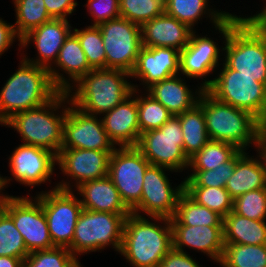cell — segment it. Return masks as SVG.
<instances>
[{
	"instance_id": "7bdbcfd3",
	"label": "cell",
	"mask_w": 266,
	"mask_h": 267,
	"mask_svg": "<svg viewBox=\"0 0 266 267\" xmlns=\"http://www.w3.org/2000/svg\"><path fill=\"white\" fill-rule=\"evenodd\" d=\"M90 17V26H98L101 23L120 17L119 0H86L84 5ZM92 18V19H91Z\"/></svg>"
},
{
	"instance_id": "f546056e",
	"label": "cell",
	"mask_w": 266,
	"mask_h": 267,
	"mask_svg": "<svg viewBox=\"0 0 266 267\" xmlns=\"http://www.w3.org/2000/svg\"><path fill=\"white\" fill-rule=\"evenodd\" d=\"M183 135V150L188 158L200 151L210 140L206 130L203 109L196 104L192 109L177 115Z\"/></svg>"
},
{
	"instance_id": "44dd1931",
	"label": "cell",
	"mask_w": 266,
	"mask_h": 267,
	"mask_svg": "<svg viewBox=\"0 0 266 267\" xmlns=\"http://www.w3.org/2000/svg\"><path fill=\"white\" fill-rule=\"evenodd\" d=\"M173 248L188 253L199 252L207 256L208 261L219 264L224 251L223 226L171 225ZM187 250H186V249Z\"/></svg>"
},
{
	"instance_id": "7c38bea8",
	"label": "cell",
	"mask_w": 266,
	"mask_h": 267,
	"mask_svg": "<svg viewBox=\"0 0 266 267\" xmlns=\"http://www.w3.org/2000/svg\"><path fill=\"white\" fill-rule=\"evenodd\" d=\"M48 186L50 188L35 192L33 196L42 204L53 245L69 248L82 204L73 190Z\"/></svg>"
},
{
	"instance_id": "ac0fdd59",
	"label": "cell",
	"mask_w": 266,
	"mask_h": 267,
	"mask_svg": "<svg viewBox=\"0 0 266 267\" xmlns=\"http://www.w3.org/2000/svg\"><path fill=\"white\" fill-rule=\"evenodd\" d=\"M116 148L103 127L101 117L84 113L72 105L68 97L61 149L99 150L111 154Z\"/></svg>"
},
{
	"instance_id": "8992f818",
	"label": "cell",
	"mask_w": 266,
	"mask_h": 267,
	"mask_svg": "<svg viewBox=\"0 0 266 267\" xmlns=\"http://www.w3.org/2000/svg\"><path fill=\"white\" fill-rule=\"evenodd\" d=\"M197 104L203 109L210 140L233 144L242 151L254 149L257 142L256 117L216 100L206 90L201 93Z\"/></svg>"
},
{
	"instance_id": "7a4b0ae2",
	"label": "cell",
	"mask_w": 266,
	"mask_h": 267,
	"mask_svg": "<svg viewBox=\"0 0 266 267\" xmlns=\"http://www.w3.org/2000/svg\"><path fill=\"white\" fill-rule=\"evenodd\" d=\"M0 90V126L14 114L37 108L51 101L60 91L47 68L25 61L22 57Z\"/></svg>"
},
{
	"instance_id": "e575fe53",
	"label": "cell",
	"mask_w": 266,
	"mask_h": 267,
	"mask_svg": "<svg viewBox=\"0 0 266 267\" xmlns=\"http://www.w3.org/2000/svg\"><path fill=\"white\" fill-rule=\"evenodd\" d=\"M247 151L240 150L230 161L216 167L215 170L187 171L184 177V187H217L225 188L232 176L236 162Z\"/></svg>"
},
{
	"instance_id": "e0dca14e",
	"label": "cell",
	"mask_w": 266,
	"mask_h": 267,
	"mask_svg": "<svg viewBox=\"0 0 266 267\" xmlns=\"http://www.w3.org/2000/svg\"><path fill=\"white\" fill-rule=\"evenodd\" d=\"M109 157L107 151L61 149L57 155V169L60 170L54 176L60 177L58 175L62 174L63 177L54 185L57 189L74 191L84 182L106 177Z\"/></svg>"
},
{
	"instance_id": "5bb4252c",
	"label": "cell",
	"mask_w": 266,
	"mask_h": 267,
	"mask_svg": "<svg viewBox=\"0 0 266 267\" xmlns=\"http://www.w3.org/2000/svg\"><path fill=\"white\" fill-rule=\"evenodd\" d=\"M26 195L5 197L3 210L13 219L29 253L55 247L48 230L42 204L28 190ZM31 192V194H30Z\"/></svg>"
},
{
	"instance_id": "d590c367",
	"label": "cell",
	"mask_w": 266,
	"mask_h": 267,
	"mask_svg": "<svg viewBox=\"0 0 266 267\" xmlns=\"http://www.w3.org/2000/svg\"><path fill=\"white\" fill-rule=\"evenodd\" d=\"M140 134L159 129L172 114L146 91L137 90Z\"/></svg>"
},
{
	"instance_id": "b9f144b4",
	"label": "cell",
	"mask_w": 266,
	"mask_h": 267,
	"mask_svg": "<svg viewBox=\"0 0 266 267\" xmlns=\"http://www.w3.org/2000/svg\"><path fill=\"white\" fill-rule=\"evenodd\" d=\"M75 258L67 247H53L29 253L23 267H67Z\"/></svg>"
},
{
	"instance_id": "d6986e66",
	"label": "cell",
	"mask_w": 266,
	"mask_h": 267,
	"mask_svg": "<svg viewBox=\"0 0 266 267\" xmlns=\"http://www.w3.org/2000/svg\"><path fill=\"white\" fill-rule=\"evenodd\" d=\"M72 28L71 20L54 18L34 28L21 38L20 57L49 70L56 62L59 51ZM30 46L36 49L34 57L27 56Z\"/></svg>"
},
{
	"instance_id": "ee69618b",
	"label": "cell",
	"mask_w": 266,
	"mask_h": 267,
	"mask_svg": "<svg viewBox=\"0 0 266 267\" xmlns=\"http://www.w3.org/2000/svg\"><path fill=\"white\" fill-rule=\"evenodd\" d=\"M44 4L52 18L66 20H69L71 16L73 17L78 11L76 9L79 5L77 0H44Z\"/></svg>"
},
{
	"instance_id": "7402d4cb",
	"label": "cell",
	"mask_w": 266,
	"mask_h": 267,
	"mask_svg": "<svg viewBox=\"0 0 266 267\" xmlns=\"http://www.w3.org/2000/svg\"><path fill=\"white\" fill-rule=\"evenodd\" d=\"M103 127L116 147H135L140 137L137 90L112 110L100 116Z\"/></svg>"
},
{
	"instance_id": "f907efd6",
	"label": "cell",
	"mask_w": 266,
	"mask_h": 267,
	"mask_svg": "<svg viewBox=\"0 0 266 267\" xmlns=\"http://www.w3.org/2000/svg\"><path fill=\"white\" fill-rule=\"evenodd\" d=\"M0 267H23V259L0 256Z\"/></svg>"
},
{
	"instance_id": "2e32d148",
	"label": "cell",
	"mask_w": 266,
	"mask_h": 267,
	"mask_svg": "<svg viewBox=\"0 0 266 267\" xmlns=\"http://www.w3.org/2000/svg\"><path fill=\"white\" fill-rule=\"evenodd\" d=\"M150 165L136 147H117L110 154L108 176L130 210L141 200L144 174Z\"/></svg>"
},
{
	"instance_id": "cb8c5ba5",
	"label": "cell",
	"mask_w": 266,
	"mask_h": 267,
	"mask_svg": "<svg viewBox=\"0 0 266 267\" xmlns=\"http://www.w3.org/2000/svg\"><path fill=\"white\" fill-rule=\"evenodd\" d=\"M190 79L181 74L171 76L149 87L146 92L177 116L192 109L204 91L199 85H189ZM192 86V87H191Z\"/></svg>"
},
{
	"instance_id": "11a10c76",
	"label": "cell",
	"mask_w": 266,
	"mask_h": 267,
	"mask_svg": "<svg viewBox=\"0 0 266 267\" xmlns=\"http://www.w3.org/2000/svg\"><path fill=\"white\" fill-rule=\"evenodd\" d=\"M162 4H165L168 0H159Z\"/></svg>"
},
{
	"instance_id": "9a60e30c",
	"label": "cell",
	"mask_w": 266,
	"mask_h": 267,
	"mask_svg": "<svg viewBox=\"0 0 266 267\" xmlns=\"http://www.w3.org/2000/svg\"><path fill=\"white\" fill-rule=\"evenodd\" d=\"M98 27L106 54V68L131 73L142 47L140 25L119 17L101 23Z\"/></svg>"
},
{
	"instance_id": "681fc988",
	"label": "cell",
	"mask_w": 266,
	"mask_h": 267,
	"mask_svg": "<svg viewBox=\"0 0 266 267\" xmlns=\"http://www.w3.org/2000/svg\"><path fill=\"white\" fill-rule=\"evenodd\" d=\"M253 151L256 152L255 154L259 157L263 165L265 178H266V141L257 140L254 146V150H252V152Z\"/></svg>"
},
{
	"instance_id": "ffe728a7",
	"label": "cell",
	"mask_w": 266,
	"mask_h": 267,
	"mask_svg": "<svg viewBox=\"0 0 266 267\" xmlns=\"http://www.w3.org/2000/svg\"><path fill=\"white\" fill-rule=\"evenodd\" d=\"M179 72V50L169 47L142 46L135 67L130 73L132 87L136 90L146 91L153 84L177 75ZM137 80L139 84H137Z\"/></svg>"
},
{
	"instance_id": "484cf974",
	"label": "cell",
	"mask_w": 266,
	"mask_h": 267,
	"mask_svg": "<svg viewBox=\"0 0 266 267\" xmlns=\"http://www.w3.org/2000/svg\"><path fill=\"white\" fill-rule=\"evenodd\" d=\"M74 192L79 195L83 209L114 214L132 213L122 201L119 191L108 175L101 179L84 182Z\"/></svg>"
},
{
	"instance_id": "52a82bcc",
	"label": "cell",
	"mask_w": 266,
	"mask_h": 267,
	"mask_svg": "<svg viewBox=\"0 0 266 267\" xmlns=\"http://www.w3.org/2000/svg\"><path fill=\"white\" fill-rule=\"evenodd\" d=\"M130 214H114L82 209L75 226L72 245L68 248L75 257L93 252L102 253L108 247L120 253L126 217ZM106 248V249H105Z\"/></svg>"
},
{
	"instance_id": "6da1fadb",
	"label": "cell",
	"mask_w": 266,
	"mask_h": 267,
	"mask_svg": "<svg viewBox=\"0 0 266 267\" xmlns=\"http://www.w3.org/2000/svg\"><path fill=\"white\" fill-rule=\"evenodd\" d=\"M172 248L170 219L135 213L126 217L119 255L130 267H159Z\"/></svg>"
},
{
	"instance_id": "83f0119b",
	"label": "cell",
	"mask_w": 266,
	"mask_h": 267,
	"mask_svg": "<svg viewBox=\"0 0 266 267\" xmlns=\"http://www.w3.org/2000/svg\"><path fill=\"white\" fill-rule=\"evenodd\" d=\"M253 153L247 151L236 162L234 172L228 179L225 189L233 199L252 190L266 188L263 165Z\"/></svg>"
},
{
	"instance_id": "8d00e7d4",
	"label": "cell",
	"mask_w": 266,
	"mask_h": 267,
	"mask_svg": "<svg viewBox=\"0 0 266 267\" xmlns=\"http://www.w3.org/2000/svg\"><path fill=\"white\" fill-rule=\"evenodd\" d=\"M72 31L78 37L89 66L92 69L106 68V54L99 27L86 24L77 28L74 25Z\"/></svg>"
},
{
	"instance_id": "d4e9b609",
	"label": "cell",
	"mask_w": 266,
	"mask_h": 267,
	"mask_svg": "<svg viewBox=\"0 0 266 267\" xmlns=\"http://www.w3.org/2000/svg\"><path fill=\"white\" fill-rule=\"evenodd\" d=\"M140 28L143 47H169L179 51L189 43L194 31L165 12L144 22Z\"/></svg>"
},
{
	"instance_id": "1f68e13d",
	"label": "cell",
	"mask_w": 266,
	"mask_h": 267,
	"mask_svg": "<svg viewBox=\"0 0 266 267\" xmlns=\"http://www.w3.org/2000/svg\"><path fill=\"white\" fill-rule=\"evenodd\" d=\"M239 151L233 144L209 140L200 151L189 158L187 171L215 170L230 161Z\"/></svg>"
},
{
	"instance_id": "836d02e7",
	"label": "cell",
	"mask_w": 266,
	"mask_h": 267,
	"mask_svg": "<svg viewBox=\"0 0 266 267\" xmlns=\"http://www.w3.org/2000/svg\"><path fill=\"white\" fill-rule=\"evenodd\" d=\"M220 267H266V244H225Z\"/></svg>"
},
{
	"instance_id": "8fae6325",
	"label": "cell",
	"mask_w": 266,
	"mask_h": 267,
	"mask_svg": "<svg viewBox=\"0 0 266 267\" xmlns=\"http://www.w3.org/2000/svg\"><path fill=\"white\" fill-rule=\"evenodd\" d=\"M206 91L216 100L258 117L266 103V86L254 77L238 74L224 62Z\"/></svg>"
},
{
	"instance_id": "9c48e42d",
	"label": "cell",
	"mask_w": 266,
	"mask_h": 267,
	"mask_svg": "<svg viewBox=\"0 0 266 267\" xmlns=\"http://www.w3.org/2000/svg\"><path fill=\"white\" fill-rule=\"evenodd\" d=\"M135 147L151 165L166 167L185 176L189 158L183 150L182 127L178 116L172 115L159 129L140 134Z\"/></svg>"
},
{
	"instance_id": "f6af8a7d",
	"label": "cell",
	"mask_w": 266,
	"mask_h": 267,
	"mask_svg": "<svg viewBox=\"0 0 266 267\" xmlns=\"http://www.w3.org/2000/svg\"><path fill=\"white\" fill-rule=\"evenodd\" d=\"M183 251H179L175 248H172L167 255L161 260L159 267H204L194 259L192 254L190 255Z\"/></svg>"
},
{
	"instance_id": "d6a6232c",
	"label": "cell",
	"mask_w": 266,
	"mask_h": 267,
	"mask_svg": "<svg viewBox=\"0 0 266 267\" xmlns=\"http://www.w3.org/2000/svg\"><path fill=\"white\" fill-rule=\"evenodd\" d=\"M15 11L13 23L16 35L21 39L29 31L53 19L44 0H12Z\"/></svg>"
},
{
	"instance_id": "ab89813d",
	"label": "cell",
	"mask_w": 266,
	"mask_h": 267,
	"mask_svg": "<svg viewBox=\"0 0 266 267\" xmlns=\"http://www.w3.org/2000/svg\"><path fill=\"white\" fill-rule=\"evenodd\" d=\"M119 5L120 17L140 26L164 12V4L159 0H119Z\"/></svg>"
},
{
	"instance_id": "db71d44e",
	"label": "cell",
	"mask_w": 266,
	"mask_h": 267,
	"mask_svg": "<svg viewBox=\"0 0 266 267\" xmlns=\"http://www.w3.org/2000/svg\"><path fill=\"white\" fill-rule=\"evenodd\" d=\"M4 208V202H0V212L3 210Z\"/></svg>"
},
{
	"instance_id": "603a6c76",
	"label": "cell",
	"mask_w": 266,
	"mask_h": 267,
	"mask_svg": "<svg viewBox=\"0 0 266 267\" xmlns=\"http://www.w3.org/2000/svg\"><path fill=\"white\" fill-rule=\"evenodd\" d=\"M92 70L77 35L71 31L59 51L56 62L49 69L53 84L60 92H67Z\"/></svg>"
},
{
	"instance_id": "7dc6e473",
	"label": "cell",
	"mask_w": 266,
	"mask_h": 267,
	"mask_svg": "<svg viewBox=\"0 0 266 267\" xmlns=\"http://www.w3.org/2000/svg\"><path fill=\"white\" fill-rule=\"evenodd\" d=\"M263 1L262 7H258V11L256 10L253 14L251 11V15L246 16L241 15V18L257 33V35L262 39L265 48H266V0ZM264 5V6H263ZM260 8V10H259Z\"/></svg>"
},
{
	"instance_id": "f1b7e54d",
	"label": "cell",
	"mask_w": 266,
	"mask_h": 267,
	"mask_svg": "<svg viewBox=\"0 0 266 267\" xmlns=\"http://www.w3.org/2000/svg\"><path fill=\"white\" fill-rule=\"evenodd\" d=\"M224 244L265 245L266 221H258L231 211L223 218Z\"/></svg>"
},
{
	"instance_id": "c3c4849f",
	"label": "cell",
	"mask_w": 266,
	"mask_h": 267,
	"mask_svg": "<svg viewBox=\"0 0 266 267\" xmlns=\"http://www.w3.org/2000/svg\"><path fill=\"white\" fill-rule=\"evenodd\" d=\"M257 122V140L266 141V103L260 115L256 118Z\"/></svg>"
},
{
	"instance_id": "3957f363",
	"label": "cell",
	"mask_w": 266,
	"mask_h": 267,
	"mask_svg": "<svg viewBox=\"0 0 266 267\" xmlns=\"http://www.w3.org/2000/svg\"><path fill=\"white\" fill-rule=\"evenodd\" d=\"M67 108L68 94L59 92L40 107L14 114L2 126L16 131L21 143L38 146L58 155L62 148Z\"/></svg>"
},
{
	"instance_id": "816d5d0a",
	"label": "cell",
	"mask_w": 266,
	"mask_h": 267,
	"mask_svg": "<svg viewBox=\"0 0 266 267\" xmlns=\"http://www.w3.org/2000/svg\"><path fill=\"white\" fill-rule=\"evenodd\" d=\"M9 195V193L5 192L2 186V177L0 175V202H5V197Z\"/></svg>"
},
{
	"instance_id": "f5cc1de1",
	"label": "cell",
	"mask_w": 266,
	"mask_h": 267,
	"mask_svg": "<svg viewBox=\"0 0 266 267\" xmlns=\"http://www.w3.org/2000/svg\"><path fill=\"white\" fill-rule=\"evenodd\" d=\"M80 261V257H75L67 267H83L84 265Z\"/></svg>"
},
{
	"instance_id": "bcb514c9",
	"label": "cell",
	"mask_w": 266,
	"mask_h": 267,
	"mask_svg": "<svg viewBox=\"0 0 266 267\" xmlns=\"http://www.w3.org/2000/svg\"><path fill=\"white\" fill-rule=\"evenodd\" d=\"M20 41L21 39L15 33L13 23L5 21L4 18L0 17V58L13 47V44L14 46L18 45L17 51L19 52H17V55L19 56Z\"/></svg>"
},
{
	"instance_id": "4dcf8cb0",
	"label": "cell",
	"mask_w": 266,
	"mask_h": 267,
	"mask_svg": "<svg viewBox=\"0 0 266 267\" xmlns=\"http://www.w3.org/2000/svg\"><path fill=\"white\" fill-rule=\"evenodd\" d=\"M170 223L171 225L188 226H223V217L206 206L199 205L183 192L178 199Z\"/></svg>"
},
{
	"instance_id": "4316f807",
	"label": "cell",
	"mask_w": 266,
	"mask_h": 267,
	"mask_svg": "<svg viewBox=\"0 0 266 267\" xmlns=\"http://www.w3.org/2000/svg\"><path fill=\"white\" fill-rule=\"evenodd\" d=\"M212 2L214 3L213 0H168L164 4V12L188 25L194 31L198 30L196 27L198 23L202 25L203 19L211 24V28H214L231 13L228 9L224 11L220 8L219 10Z\"/></svg>"
},
{
	"instance_id": "74e56055",
	"label": "cell",
	"mask_w": 266,
	"mask_h": 267,
	"mask_svg": "<svg viewBox=\"0 0 266 267\" xmlns=\"http://www.w3.org/2000/svg\"><path fill=\"white\" fill-rule=\"evenodd\" d=\"M184 192L196 203L217 212L223 218L233 211L234 199L225 188L184 187Z\"/></svg>"
},
{
	"instance_id": "5b68a950",
	"label": "cell",
	"mask_w": 266,
	"mask_h": 267,
	"mask_svg": "<svg viewBox=\"0 0 266 267\" xmlns=\"http://www.w3.org/2000/svg\"><path fill=\"white\" fill-rule=\"evenodd\" d=\"M130 73L111 68L93 69L68 91L72 105L101 116L127 98L133 90Z\"/></svg>"
},
{
	"instance_id": "f35d334b",
	"label": "cell",
	"mask_w": 266,
	"mask_h": 267,
	"mask_svg": "<svg viewBox=\"0 0 266 267\" xmlns=\"http://www.w3.org/2000/svg\"><path fill=\"white\" fill-rule=\"evenodd\" d=\"M28 255L23 237L15 227L13 219L2 210L0 212V256L24 260Z\"/></svg>"
},
{
	"instance_id": "60d3db41",
	"label": "cell",
	"mask_w": 266,
	"mask_h": 267,
	"mask_svg": "<svg viewBox=\"0 0 266 267\" xmlns=\"http://www.w3.org/2000/svg\"><path fill=\"white\" fill-rule=\"evenodd\" d=\"M233 211L249 219L266 221V188L252 190L236 197Z\"/></svg>"
},
{
	"instance_id": "ba28073f",
	"label": "cell",
	"mask_w": 266,
	"mask_h": 267,
	"mask_svg": "<svg viewBox=\"0 0 266 267\" xmlns=\"http://www.w3.org/2000/svg\"><path fill=\"white\" fill-rule=\"evenodd\" d=\"M223 62L238 74L254 77L266 86V48L257 33L241 18L230 30Z\"/></svg>"
},
{
	"instance_id": "30bf717a",
	"label": "cell",
	"mask_w": 266,
	"mask_h": 267,
	"mask_svg": "<svg viewBox=\"0 0 266 267\" xmlns=\"http://www.w3.org/2000/svg\"><path fill=\"white\" fill-rule=\"evenodd\" d=\"M6 155L7 164L10 169V176L2 177V186L7 191L11 182H17L20 186L30 187L33 191L42 184L47 185L55 179L53 175L57 173V155L47 149L20 143ZM56 168V169H55ZM13 180V181H12ZM46 183V184H45Z\"/></svg>"
},
{
	"instance_id": "4fadbf2b",
	"label": "cell",
	"mask_w": 266,
	"mask_h": 267,
	"mask_svg": "<svg viewBox=\"0 0 266 267\" xmlns=\"http://www.w3.org/2000/svg\"><path fill=\"white\" fill-rule=\"evenodd\" d=\"M179 173L162 166L150 165L145 174L140 202L131 210L141 216L163 217L174 216L178 199L184 192V178L180 184H174L171 174ZM170 175V177L168 176ZM173 184V185H172Z\"/></svg>"
},
{
	"instance_id": "277c9868",
	"label": "cell",
	"mask_w": 266,
	"mask_h": 267,
	"mask_svg": "<svg viewBox=\"0 0 266 267\" xmlns=\"http://www.w3.org/2000/svg\"><path fill=\"white\" fill-rule=\"evenodd\" d=\"M241 12L238 13L240 15H237V12H231L217 26L208 28L212 33L214 32L213 37L219 34L217 38H213L208 32L199 34L197 30L193 31L189 43L180 51L179 74L186 79L196 80L194 82H198V85L206 90L212 84L215 72L223 63L226 40L231 28L241 19ZM218 40L221 45L216 42Z\"/></svg>"
}]
</instances>
